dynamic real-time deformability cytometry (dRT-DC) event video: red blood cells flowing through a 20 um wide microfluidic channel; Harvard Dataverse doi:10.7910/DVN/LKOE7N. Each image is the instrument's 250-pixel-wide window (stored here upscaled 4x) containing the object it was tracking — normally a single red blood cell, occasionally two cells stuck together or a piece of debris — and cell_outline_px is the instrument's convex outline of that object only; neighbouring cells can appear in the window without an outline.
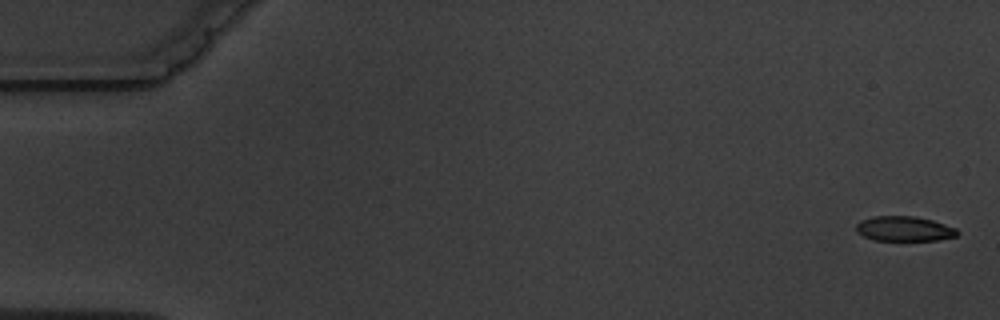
{"species": "common noctule bat (a hibernating species)", "species_latin": "Nyctalus noctula", "temperature_condition": "warm", "stored_images_in_passage": 7, "camera_frame_rate_fps": 3000, "um_per_image_px": 0.085, "animal": {"sex": "male", "body_mass_g": 19.5, "forearm_length_mm": 54.6}, "frame": {"image": 1, "passage_image": 1, "time_ms": 0.0, "image_size_px": [1000, 320], "cell_outline_px": [[960, 232], [956, 236], [940, 240], [872, 240], [856, 232], [856, 224], [860, 220], [872, 216], [916, 216], [932, 220], [956, 228]], "centroid_in_image_um": [76.85, 19.44], "position_along_channel_um": 8.2, "area_um2": 14.8}}
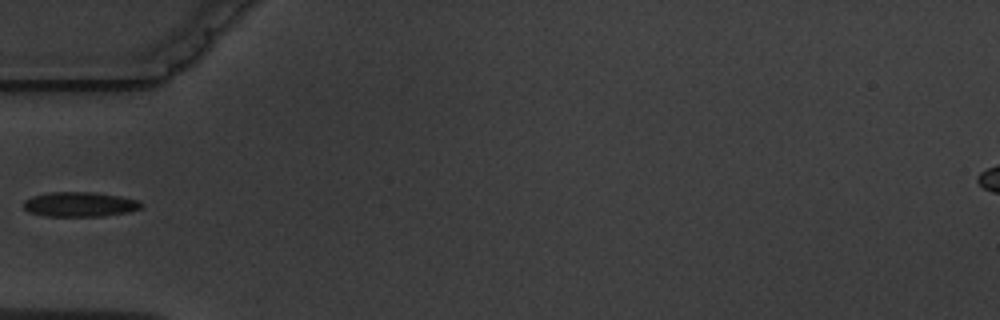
{"frame": {"image": 2, "passage_image": 6, "time_ms": 6.0, "image_size_px": [1000, 320], "cell_outline_px": [[144, 208], [128, 212], [104, 216], [44, 216], [28, 212], [24, 208], [24, 200], [32, 196], [48, 192], [92, 192], [120, 196], [140, 200], [144, 204]], "centroid_in_image_um": [6.82, 17.37], "position_along_channel_um": 78.2, "area_um2": 17.22}}
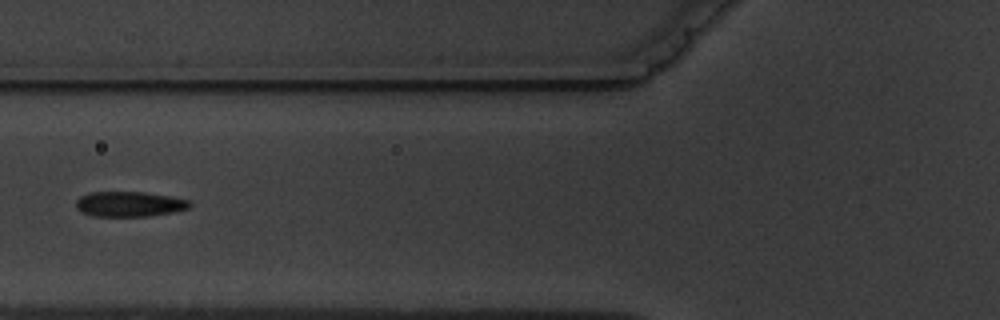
{"frame": {"image": 3, "passage_image": 7, "time_ms": 7.0, "image_size_px": [1000, 320], "cell_outline_px": [[192, 204], [188, 208], [172, 212], [148, 216], [92, 216], [80, 212], [76, 208], [76, 200], [80, 196], [88, 192], [144, 192], [172, 196], [188, 200]], "centroid_in_image_um": [10.96, 17.34], "position_along_channel_um": 114.8, "area_um2": 16.76}}